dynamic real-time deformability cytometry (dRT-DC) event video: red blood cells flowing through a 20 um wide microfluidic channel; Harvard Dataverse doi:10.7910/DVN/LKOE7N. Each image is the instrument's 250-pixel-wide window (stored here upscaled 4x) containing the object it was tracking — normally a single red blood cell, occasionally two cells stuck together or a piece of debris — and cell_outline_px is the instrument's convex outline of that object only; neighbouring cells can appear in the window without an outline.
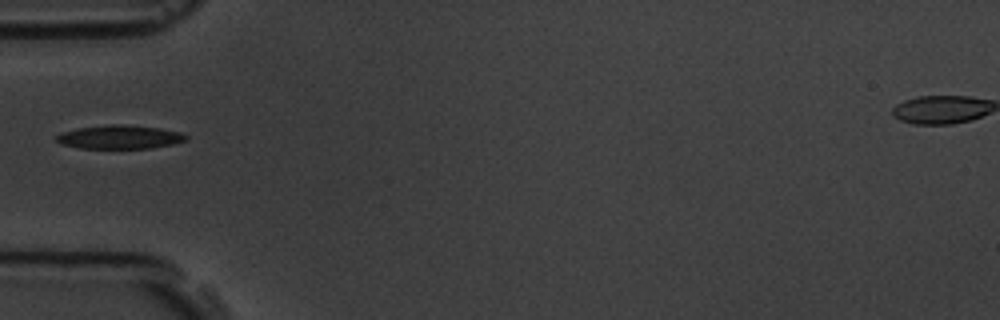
{"species": "common noctule bat (a hibernating species)", "species_latin": "Nyctalus noctula", "temperature_condition": "room temperature", "stored_images_in_passage": 40, "camera_frame_rate_fps": 3000, "um_per_image_px": 0.085, "animal": {"sex": "male", "body_mass_g": 19.5, "forearm_length_mm": 54.6}, "frame": {"image": 1, "passage_image": 1, "time_ms": 0.0, "image_size_px": [1000, 320], "cell_outline_px": [[188, 140], [172, 144], [152, 148], [80, 148], [60, 144], [56, 140], [56, 136], [60, 132], [76, 128], [108, 124], [124, 124], [160, 128], [180, 132], [188, 136]], "centroid_in_image_um": [10.16, 11.64], "position_along_channel_um": 74.8, "area_um2": 18.03}}
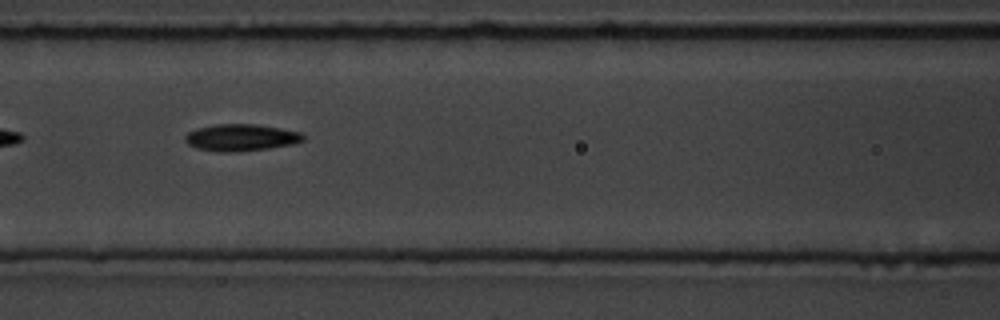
{"frame": {"image": 2, "passage_image": 7, "time_ms": 2.0, "image_size_px": [1000, 320], "cell_outline_px": [[304, 140], [292, 144], [268, 148], [232, 152], [224, 152], [196, 148], [188, 144], [184, 140], [184, 136], [188, 132], [196, 128], [216, 124], [256, 124], [280, 128], [300, 132], [304, 136]], "centroid_in_image_um": [20.45, 11.68], "position_along_channel_um": 146.1, "area_um2": 18.38}}
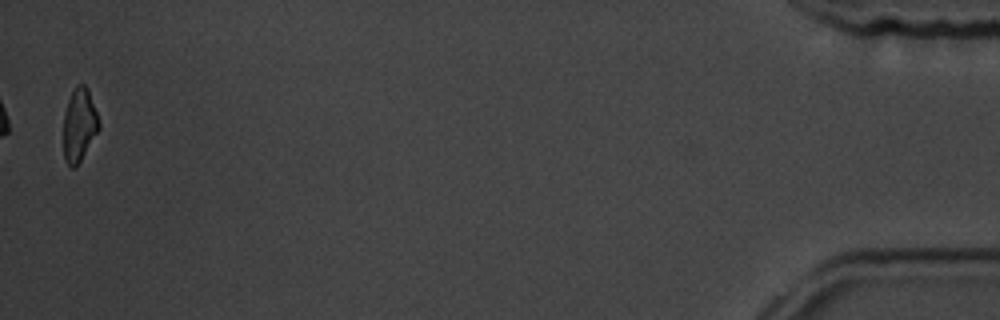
{"frame": {"image": 3, "passage_image": 39, "time_ms": 12.667, "image_size_px": [1000, 320], "cell_outline_px": [[100, 128], [80, 160], [72, 168], [64, 160], [64, 112], [68, 100], [76, 84], [84, 84], [88, 88], [100, 124]], "centroid_in_image_um": [6.73, 10.58], "position_along_channel_um": 428.5, "area_um2": 14.85}}